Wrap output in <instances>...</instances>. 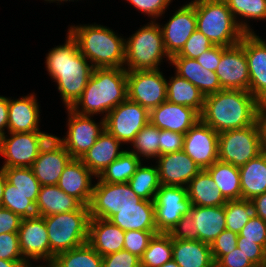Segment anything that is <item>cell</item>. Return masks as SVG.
Wrapping results in <instances>:
<instances>
[{"instance_id": "816d5d0a", "label": "cell", "mask_w": 266, "mask_h": 267, "mask_svg": "<svg viewBox=\"0 0 266 267\" xmlns=\"http://www.w3.org/2000/svg\"><path fill=\"white\" fill-rule=\"evenodd\" d=\"M168 234L172 239L199 240L197 227L190 213L184 214Z\"/></svg>"}, {"instance_id": "44dd1931", "label": "cell", "mask_w": 266, "mask_h": 267, "mask_svg": "<svg viewBox=\"0 0 266 267\" xmlns=\"http://www.w3.org/2000/svg\"><path fill=\"white\" fill-rule=\"evenodd\" d=\"M155 161L160 184L165 186L187 187L202 170L183 150L161 155Z\"/></svg>"}, {"instance_id": "7a4b0ae2", "label": "cell", "mask_w": 266, "mask_h": 267, "mask_svg": "<svg viewBox=\"0 0 266 267\" xmlns=\"http://www.w3.org/2000/svg\"><path fill=\"white\" fill-rule=\"evenodd\" d=\"M258 105L249 91L222 89L205 96L200 120L217 133L246 128L256 122Z\"/></svg>"}, {"instance_id": "f35d334b", "label": "cell", "mask_w": 266, "mask_h": 267, "mask_svg": "<svg viewBox=\"0 0 266 267\" xmlns=\"http://www.w3.org/2000/svg\"><path fill=\"white\" fill-rule=\"evenodd\" d=\"M131 189L141 199L154 201L156 192L160 188L158 168L155 165L140 164L136 172L129 179Z\"/></svg>"}, {"instance_id": "2e32d148", "label": "cell", "mask_w": 266, "mask_h": 267, "mask_svg": "<svg viewBox=\"0 0 266 267\" xmlns=\"http://www.w3.org/2000/svg\"><path fill=\"white\" fill-rule=\"evenodd\" d=\"M222 89L249 91L248 62L243 49V37L240 43L222 46L219 65L215 71Z\"/></svg>"}, {"instance_id": "db71d44e", "label": "cell", "mask_w": 266, "mask_h": 267, "mask_svg": "<svg viewBox=\"0 0 266 267\" xmlns=\"http://www.w3.org/2000/svg\"><path fill=\"white\" fill-rule=\"evenodd\" d=\"M184 134L160 129L159 156L182 151Z\"/></svg>"}, {"instance_id": "f5cc1de1", "label": "cell", "mask_w": 266, "mask_h": 267, "mask_svg": "<svg viewBox=\"0 0 266 267\" xmlns=\"http://www.w3.org/2000/svg\"><path fill=\"white\" fill-rule=\"evenodd\" d=\"M102 267H140V258L129 251H121L102 257Z\"/></svg>"}, {"instance_id": "cb8c5ba5", "label": "cell", "mask_w": 266, "mask_h": 267, "mask_svg": "<svg viewBox=\"0 0 266 267\" xmlns=\"http://www.w3.org/2000/svg\"><path fill=\"white\" fill-rule=\"evenodd\" d=\"M36 95L33 92L19 98L8 97L7 132L42 131L39 128L41 106Z\"/></svg>"}, {"instance_id": "6125c7cd", "label": "cell", "mask_w": 266, "mask_h": 267, "mask_svg": "<svg viewBox=\"0 0 266 267\" xmlns=\"http://www.w3.org/2000/svg\"><path fill=\"white\" fill-rule=\"evenodd\" d=\"M254 215L266 221V192L254 197L252 200Z\"/></svg>"}, {"instance_id": "30bf717a", "label": "cell", "mask_w": 266, "mask_h": 267, "mask_svg": "<svg viewBox=\"0 0 266 267\" xmlns=\"http://www.w3.org/2000/svg\"><path fill=\"white\" fill-rule=\"evenodd\" d=\"M65 109L68 117L66 118V135L62 138L54 136L66 148L72 158L80 159L105 130V120L101 118L96 122L93 119L94 116L78 114L71 108Z\"/></svg>"}, {"instance_id": "5bb4252c", "label": "cell", "mask_w": 266, "mask_h": 267, "mask_svg": "<svg viewBox=\"0 0 266 267\" xmlns=\"http://www.w3.org/2000/svg\"><path fill=\"white\" fill-rule=\"evenodd\" d=\"M153 202L158 233H169L192 207L187 187L160 185Z\"/></svg>"}, {"instance_id": "ee69618b", "label": "cell", "mask_w": 266, "mask_h": 267, "mask_svg": "<svg viewBox=\"0 0 266 267\" xmlns=\"http://www.w3.org/2000/svg\"><path fill=\"white\" fill-rule=\"evenodd\" d=\"M7 181L25 194H38L41 184L35 177L31 167L4 168Z\"/></svg>"}, {"instance_id": "03108f58", "label": "cell", "mask_w": 266, "mask_h": 267, "mask_svg": "<svg viewBox=\"0 0 266 267\" xmlns=\"http://www.w3.org/2000/svg\"><path fill=\"white\" fill-rule=\"evenodd\" d=\"M161 267H180L173 259L162 265Z\"/></svg>"}, {"instance_id": "ab89813d", "label": "cell", "mask_w": 266, "mask_h": 267, "mask_svg": "<svg viewBox=\"0 0 266 267\" xmlns=\"http://www.w3.org/2000/svg\"><path fill=\"white\" fill-rule=\"evenodd\" d=\"M38 194H25L6 180L1 207L11 210L22 219L37 215L36 201Z\"/></svg>"}, {"instance_id": "d4e9b609", "label": "cell", "mask_w": 266, "mask_h": 267, "mask_svg": "<svg viewBox=\"0 0 266 267\" xmlns=\"http://www.w3.org/2000/svg\"><path fill=\"white\" fill-rule=\"evenodd\" d=\"M125 231L109 220L90 218L88 244L102 257L124 248Z\"/></svg>"}, {"instance_id": "ffe728a7", "label": "cell", "mask_w": 266, "mask_h": 267, "mask_svg": "<svg viewBox=\"0 0 266 267\" xmlns=\"http://www.w3.org/2000/svg\"><path fill=\"white\" fill-rule=\"evenodd\" d=\"M248 62L249 92L260 102L266 100V41L257 33L243 36Z\"/></svg>"}, {"instance_id": "60d3db41", "label": "cell", "mask_w": 266, "mask_h": 267, "mask_svg": "<svg viewBox=\"0 0 266 267\" xmlns=\"http://www.w3.org/2000/svg\"><path fill=\"white\" fill-rule=\"evenodd\" d=\"M160 129L152 125L150 122L146 124L135 136L130 148L142 161L156 160L159 157Z\"/></svg>"}, {"instance_id": "bcb514c9", "label": "cell", "mask_w": 266, "mask_h": 267, "mask_svg": "<svg viewBox=\"0 0 266 267\" xmlns=\"http://www.w3.org/2000/svg\"><path fill=\"white\" fill-rule=\"evenodd\" d=\"M132 5L138 13L147 15L150 21H159L160 17L167 12L168 6L173 0H125ZM166 10V11H165Z\"/></svg>"}, {"instance_id": "8d00e7d4", "label": "cell", "mask_w": 266, "mask_h": 267, "mask_svg": "<svg viewBox=\"0 0 266 267\" xmlns=\"http://www.w3.org/2000/svg\"><path fill=\"white\" fill-rule=\"evenodd\" d=\"M142 162L133 152L125 149L97 178L106 183H128Z\"/></svg>"}, {"instance_id": "4dcf8cb0", "label": "cell", "mask_w": 266, "mask_h": 267, "mask_svg": "<svg viewBox=\"0 0 266 267\" xmlns=\"http://www.w3.org/2000/svg\"><path fill=\"white\" fill-rule=\"evenodd\" d=\"M241 199L252 200L266 192V151L239 167Z\"/></svg>"}, {"instance_id": "681fc988", "label": "cell", "mask_w": 266, "mask_h": 267, "mask_svg": "<svg viewBox=\"0 0 266 267\" xmlns=\"http://www.w3.org/2000/svg\"><path fill=\"white\" fill-rule=\"evenodd\" d=\"M238 234L225 229L220 233L215 240L210 244L211 254L216 263L223 255L233 251L237 246Z\"/></svg>"}, {"instance_id": "e7e4bbea", "label": "cell", "mask_w": 266, "mask_h": 267, "mask_svg": "<svg viewBox=\"0 0 266 267\" xmlns=\"http://www.w3.org/2000/svg\"><path fill=\"white\" fill-rule=\"evenodd\" d=\"M6 174L4 171L3 167H0V207H1V202H2V196H3V191H4V187L6 184Z\"/></svg>"}, {"instance_id": "1f68e13d", "label": "cell", "mask_w": 266, "mask_h": 267, "mask_svg": "<svg viewBox=\"0 0 266 267\" xmlns=\"http://www.w3.org/2000/svg\"><path fill=\"white\" fill-rule=\"evenodd\" d=\"M82 204L74 197L66 194L57 185L41 186L36 201L38 216H50L78 210Z\"/></svg>"}, {"instance_id": "7c38bea8", "label": "cell", "mask_w": 266, "mask_h": 267, "mask_svg": "<svg viewBox=\"0 0 266 267\" xmlns=\"http://www.w3.org/2000/svg\"><path fill=\"white\" fill-rule=\"evenodd\" d=\"M150 111L128 98L111 110L105 120V130L123 145H130L137 133L149 123Z\"/></svg>"}, {"instance_id": "4fadbf2b", "label": "cell", "mask_w": 266, "mask_h": 267, "mask_svg": "<svg viewBox=\"0 0 266 267\" xmlns=\"http://www.w3.org/2000/svg\"><path fill=\"white\" fill-rule=\"evenodd\" d=\"M128 99L149 111L167 98V78L161 69L127 71Z\"/></svg>"}, {"instance_id": "9a60e30c", "label": "cell", "mask_w": 266, "mask_h": 267, "mask_svg": "<svg viewBox=\"0 0 266 267\" xmlns=\"http://www.w3.org/2000/svg\"><path fill=\"white\" fill-rule=\"evenodd\" d=\"M18 238L22 256L28 264L43 262L50 265V242L44 217L23 218Z\"/></svg>"}, {"instance_id": "277c9868", "label": "cell", "mask_w": 266, "mask_h": 267, "mask_svg": "<svg viewBox=\"0 0 266 267\" xmlns=\"http://www.w3.org/2000/svg\"><path fill=\"white\" fill-rule=\"evenodd\" d=\"M80 53L94 68H124L125 37L101 24L69 25Z\"/></svg>"}, {"instance_id": "6da1fadb", "label": "cell", "mask_w": 266, "mask_h": 267, "mask_svg": "<svg viewBox=\"0 0 266 267\" xmlns=\"http://www.w3.org/2000/svg\"><path fill=\"white\" fill-rule=\"evenodd\" d=\"M47 74L56 84L64 108H71L81 97L94 67L80 53L77 41L67 31L65 42L46 54Z\"/></svg>"}, {"instance_id": "7dc6e473", "label": "cell", "mask_w": 266, "mask_h": 267, "mask_svg": "<svg viewBox=\"0 0 266 267\" xmlns=\"http://www.w3.org/2000/svg\"><path fill=\"white\" fill-rule=\"evenodd\" d=\"M213 46L212 42L196 29L187 40L181 51L172 57L197 59L203 52L209 50Z\"/></svg>"}, {"instance_id": "8fae6325", "label": "cell", "mask_w": 266, "mask_h": 267, "mask_svg": "<svg viewBox=\"0 0 266 267\" xmlns=\"http://www.w3.org/2000/svg\"><path fill=\"white\" fill-rule=\"evenodd\" d=\"M95 180L89 204L90 218L109 220L120 209L136 206L142 200L128 183H106L97 177Z\"/></svg>"}, {"instance_id": "be15d7a7", "label": "cell", "mask_w": 266, "mask_h": 267, "mask_svg": "<svg viewBox=\"0 0 266 267\" xmlns=\"http://www.w3.org/2000/svg\"><path fill=\"white\" fill-rule=\"evenodd\" d=\"M28 265L26 261H8L0 259V267H24Z\"/></svg>"}, {"instance_id": "f6af8a7d", "label": "cell", "mask_w": 266, "mask_h": 267, "mask_svg": "<svg viewBox=\"0 0 266 267\" xmlns=\"http://www.w3.org/2000/svg\"><path fill=\"white\" fill-rule=\"evenodd\" d=\"M157 233H158L157 231H141V230L125 231L123 249L141 258L144 254V251L147 249L150 240Z\"/></svg>"}, {"instance_id": "9f6ffc18", "label": "cell", "mask_w": 266, "mask_h": 267, "mask_svg": "<svg viewBox=\"0 0 266 267\" xmlns=\"http://www.w3.org/2000/svg\"><path fill=\"white\" fill-rule=\"evenodd\" d=\"M253 265L251 260L237 246L215 263V267H251Z\"/></svg>"}, {"instance_id": "ba28073f", "label": "cell", "mask_w": 266, "mask_h": 267, "mask_svg": "<svg viewBox=\"0 0 266 267\" xmlns=\"http://www.w3.org/2000/svg\"><path fill=\"white\" fill-rule=\"evenodd\" d=\"M55 134L45 131L7 132L1 136V167H31L41 149Z\"/></svg>"}, {"instance_id": "f1b7e54d", "label": "cell", "mask_w": 266, "mask_h": 267, "mask_svg": "<svg viewBox=\"0 0 266 267\" xmlns=\"http://www.w3.org/2000/svg\"><path fill=\"white\" fill-rule=\"evenodd\" d=\"M197 227L199 241L211 244L226 229L225 207L192 205L190 212Z\"/></svg>"}, {"instance_id": "91938a15", "label": "cell", "mask_w": 266, "mask_h": 267, "mask_svg": "<svg viewBox=\"0 0 266 267\" xmlns=\"http://www.w3.org/2000/svg\"><path fill=\"white\" fill-rule=\"evenodd\" d=\"M256 124L263 151H266V100L260 101L256 112Z\"/></svg>"}, {"instance_id": "74e56055", "label": "cell", "mask_w": 266, "mask_h": 267, "mask_svg": "<svg viewBox=\"0 0 266 267\" xmlns=\"http://www.w3.org/2000/svg\"><path fill=\"white\" fill-rule=\"evenodd\" d=\"M51 267H102V256L88 242L71 250L58 253Z\"/></svg>"}, {"instance_id": "4316f807", "label": "cell", "mask_w": 266, "mask_h": 267, "mask_svg": "<svg viewBox=\"0 0 266 267\" xmlns=\"http://www.w3.org/2000/svg\"><path fill=\"white\" fill-rule=\"evenodd\" d=\"M123 146L113 135L104 130L95 144L82 155L80 160L98 177L108 165L125 151L121 148Z\"/></svg>"}, {"instance_id": "f907efd6", "label": "cell", "mask_w": 266, "mask_h": 267, "mask_svg": "<svg viewBox=\"0 0 266 267\" xmlns=\"http://www.w3.org/2000/svg\"><path fill=\"white\" fill-rule=\"evenodd\" d=\"M0 259L25 261L20 250L18 232L0 234Z\"/></svg>"}, {"instance_id": "484cf974", "label": "cell", "mask_w": 266, "mask_h": 267, "mask_svg": "<svg viewBox=\"0 0 266 267\" xmlns=\"http://www.w3.org/2000/svg\"><path fill=\"white\" fill-rule=\"evenodd\" d=\"M169 65H173L174 72L195 85L204 96L222 90L216 73L203 68L196 59L171 57Z\"/></svg>"}, {"instance_id": "836d02e7", "label": "cell", "mask_w": 266, "mask_h": 267, "mask_svg": "<svg viewBox=\"0 0 266 267\" xmlns=\"http://www.w3.org/2000/svg\"><path fill=\"white\" fill-rule=\"evenodd\" d=\"M204 98L205 96L195 85L176 73L167 80L166 100L171 103L191 107L201 114Z\"/></svg>"}, {"instance_id": "94428289", "label": "cell", "mask_w": 266, "mask_h": 267, "mask_svg": "<svg viewBox=\"0 0 266 267\" xmlns=\"http://www.w3.org/2000/svg\"><path fill=\"white\" fill-rule=\"evenodd\" d=\"M8 126V97L0 95V135L7 133Z\"/></svg>"}, {"instance_id": "d590c367", "label": "cell", "mask_w": 266, "mask_h": 267, "mask_svg": "<svg viewBox=\"0 0 266 267\" xmlns=\"http://www.w3.org/2000/svg\"><path fill=\"white\" fill-rule=\"evenodd\" d=\"M245 34L256 33L249 23L266 21V0H224ZM251 20V21H250Z\"/></svg>"}, {"instance_id": "680465c9", "label": "cell", "mask_w": 266, "mask_h": 267, "mask_svg": "<svg viewBox=\"0 0 266 267\" xmlns=\"http://www.w3.org/2000/svg\"><path fill=\"white\" fill-rule=\"evenodd\" d=\"M222 54V46L214 45L209 50L203 52L196 60L207 70L215 72Z\"/></svg>"}, {"instance_id": "9c48e42d", "label": "cell", "mask_w": 266, "mask_h": 267, "mask_svg": "<svg viewBox=\"0 0 266 267\" xmlns=\"http://www.w3.org/2000/svg\"><path fill=\"white\" fill-rule=\"evenodd\" d=\"M262 152L256 122L246 128L219 133L218 160L221 162L241 167Z\"/></svg>"}, {"instance_id": "e0dca14e", "label": "cell", "mask_w": 266, "mask_h": 267, "mask_svg": "<svg viewBox=\"0 0 266 267\" xmlns=\"http://www.w3.org/2000/svg\"><path fill=\"white\" fill-rule=\"evenodd\" d=\"M165 24H160L166 53L171 58L177 55L192 33L197 29L195 6L191 2L182 4Z\"/></svg>"}, {"instance_id": "d6986e66", "label": "cell", "mask_w": 266, "mask_h": 267, "mask_svg": "<svg viewBox=\"0 0 266 267\" xmlns=\"http://www.w3.org/2000/svg\"><path fill=\"white\" fill-rule=\"evenodd\" d=\"M71 159L70 153L53 136L41 149L31 169L41 186L57 185L61 173Z\"/></svg>"}, {"instance_id": "8992f818", "label": "cell", "mask_w": 266, "mask_h": 267, "mask_svg": "<svg viewBox=\"0 0 266 267\" xmlns=\"http://www.w3.org/2000/svg\"><path fill=\"white\" fill-rule=\"evenodd\" d=\"M170 59L164 48L163 34L158 21H149L130 37L125 38L126 71L160 69L163 60L170 64Z\"/></svg>"}, {"instance_id": "5b68a950", "label": "cell", "mask_w": 266, "mask_h": 267, "mask_svg": "<svg viewBox=\"0 0 266 267\" xmlns=\"http://www.w3.org/2000/svg\"><path fill=\"white\" fill-rule=\"evenodd\" d=\"M195 6L197 30L213 45L230 47L242 40L240 28L224 0H191Z\"/></svg>"}, {"instance_id": "89a4df30", "label": "cell", "mask_w": 266, "mask_h": 267, "mask_svg": "<svg viewBox=\"0 0 266 267\" xmlns=\"http://www.w3.org/2000/svg\"><path fill=\"white\" fill-rule=\"evenodd\" d=\"M251 267H266V262L265 263H262V264H254Z\"/></svg>"}, {"instance_id": "603a6c76", "label": "cell", "mask_w": 266, "mask_h": 267, "mask_svg": "<svg viewBox=\"0 0 266 267\" xmlns=\"http://www.w3.org/2000/svg\"><path fill=\"white\" fill-rule=\"evenodd\" d=\"M96 176L80 159L72 158L61 173L57 186L76 198L83 206H89ZM94 181V182H92Z\"/></svg>"}, {"instance_id": "2644e50d", "label": "cell", "mask_w": 266, "mask_h": 267, "mask_svg": "<svg viewBox=\"0 0 266 267\" xmlns=\"http://www.w3.org/2000/svg\"><path fill=\"white\" fill-rule=\"evenodd\" d=\"M0 154H1V135H0Z\"/></svg>"}, {"instance_id": "3957f363", "label": "cell", "mask_w": 266, "mask_h": 267, "mask_svg": "<svg viewBox=\"0 0 266 267\" xmlns=\"http://www.w3.org/2000/svg\"><path fill=\"white\" fill-rule=\"evenodd\" d=\"M128 98L127 71L124 68H94L76 103L71 107L81 115H106Z\"/></svg>"}, {"instance_id": "a7ac6f4b", "label": "cell", "mask_w": 266, "mask_h": 267, "mask_svg": "<svg viewBox=\"0 0 266 267\" xmlns=\"http://www.w3.org/2000/svg\"><path fill=\"white\" fill-rule=\"evenodd\" d=\"M24 267H51V265H49V264H39V265H35V264L33 263V265H32V264H28V265H26V266H24Z\"/></svg>"}, {"instance_id": "11a10c76", "label": "cell", "mask_w": 266, "mask_h": 267, "mask_svg": "<svg viewBox=\"0 0 266 267\" xmlns=\"http://www.w3.org/2000/svg\"><path fill=\"white\" fill-rule=\"evenodd\" d=\"M237 247L242 250L253 264L266 262V250L260 244L250 240H243V236H238Z\"/></svg>"}, {"instance_id": "d6a6232c", "label": "cell", "mask_w": 266, "mask_h": 267, "mask_svg": "<svg viewBox=\"0 0 266 267\" xmlns=\"http://www.w3.org/2000/svg\"><path fill=\"white\" fill-rule=\"evenodd\" d=\"M192 205L213 207L224 206L227 200L206 169H202L187 186Z\"/></svg>"}, {"instance_id": "e575fe53", "label": "cell", "mask_w": 266, "mask_h": 267, "mask_svg": "<svg viewBox=\"0 0 266 267\" xmlns=\"http://www.w3.org/2000/svg\"><path fill=\"white\" fill-rule=\"evenodd\" d=\"M206 170L227 201L241 199L239 167L217 160Z\"/></svg>"}, {"instance_id": "7402d4cb", "label": "cell", "mask_w": 266, "mask_h": 267, "mask_svg": "<svg viewBox=\"0 0 266 267\" xmlns=\"http://www.w3.org/2000/svg\"><path fill=\"white\" fill-rule=\"evenodd\" d=\"M200 120V114L193 108L164 101L150 110L149 122L161 130L185 134Z\"/></svg>"}, {"instance_id": "7bdbcfd3", "label": "cell", "mask_w": 266, "mask_h": 267, "mask_svg": "<svg viewBox=\"0 0 266 267\" xmlns=\"http://www.w3.org/2000/svg\"><path fill=\"white\" fill-rule=\"evenodd\" d=\"M224 207L226 229L239 234L254 214L251 200L227 201Z\"/></svg>"}, {"instance_id": "c3c4849f", "label": "cell", "mask_w": 266, "mask_h": 267, "mask_svg": "<svg viewBox=\"0 0 266 267\" xmlns=\"http://www.w3.org/2000/svg\"><path fill=\"white\" fill-rule=\"evenodd\" d=\"M238 236H243V240L254 241L266 250V221L253 214Z\"/></svg>"}, {"instance_id": "ac0fdd59", "label": "cell", "mask_w": 266, "mask_h": 267, "mask_svg": "<svg viewBox=\"0 0 266 267\" xmlns=\"http://www.w3.org/2000/svg\"><path fill=\"white\" fill-rule=\"evenodd\" d=\"M218 137L219 133L199 120L184 134L182 150L206 169L218 160Z\"/></svg>"}, {"instance_id": "b9f144b4", "label": "cell", "mask_w": 266, "mask_h": 267, "mask_svg": "<svg viewBox=\"0 0 266 267\" xmlns=\"http://www.w3.org/2000/svg\"><path fill=\"white\" fill-rule=\"evenodd\" d=\"M172 254L171 236L168 233H157L140 258V267H161L173 259Z\"/></svg>"}, {"instance_id": "003e7915", "label": "cell", "mask_w": 266, "mask_h": 267, "mask_svg": "<svg viewBox=\"0 0 266 267\" xmlns=\"http://www.w3.org/2000/svg\"><path fill=\"white\" fill-rule=\"evenodd\" d=\"M79 0H49V3H57V5L63 4V2H74Z\"/></svg>"}, {"instance_id": "6f0895ef", "label": "cell", "mask_w": 266, "mask_h": 267, "mask_svg": "<svg viewBox=\"0 0 266 267\" xmlns=\"http://www.w3.org/2000/svg\"><path fill=\"white\" fill-rule=\"evenodd\" d=\"M22 218L11 210L0 207V234L18 232Z\"/></svg>"}, {"instance_id": "52a82bcc", "label": "cell", "mask_w": 266, "mask_h": 267, "mask_svg": "<svg viewBox=\"0 0 266 267\" xmlns=\"http://www.w3.org/2000/svg\"><path fill=\"white\" fill-rule=\"evenodd\" d=\"M50 242V264L58 253L77 248L88 242L89 206L76 211L44 217Z\"/></svg>"}, {"instance_id": "83f0119b", "label": "cell", "mask_w": 266, "mask_h": 267, "mask_svg": "<svg viewBox=\"0 0 266 267\" xmlns=\"http://www.w3.org/2000/svg\"><path fill=\"white\" fill-rule=\"evenodd\" d=\"M109 221L124 231H157L153 201L142 199L136 206H126L114 214Z\"/></svg>"}, {"instance_id": "f546056e", "label": "cell", "mask_w": 266, "mask_h": 267, "mask_svg": "<svg viewBox=\"0 0 266 267\" xmlns=\"http://www.w3.org/2000/svg\"><path fill=\"white\" fill-rule=\"evenodd\" d=\"M173 260L180 267H215L209 244L199 240L172 239Z\"/></svg>"}]
</instances>
